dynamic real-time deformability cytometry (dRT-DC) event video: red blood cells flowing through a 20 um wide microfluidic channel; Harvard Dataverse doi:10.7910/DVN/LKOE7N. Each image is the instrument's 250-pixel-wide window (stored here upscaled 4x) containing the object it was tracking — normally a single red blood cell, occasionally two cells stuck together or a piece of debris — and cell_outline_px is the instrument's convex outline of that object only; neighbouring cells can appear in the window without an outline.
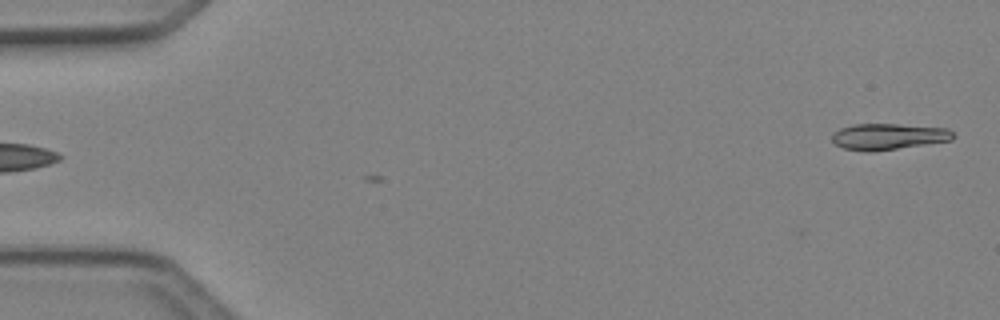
{"species": "Egyptian fruit bat (a non-hibernating species)", "species_latin": "Rousettus aegyptiacus", "temperature_condition": "cold", "stored_images_in_passage": 3, "camera_frame_rate_fps": 3000, "um_per_image_px": 0.085, "animal": {"sex": "female"}, "frame": {"image": 1, "passage_image": 1, "time_ms": 0.0, "image_size_px": [1000, 320], "cell_outline_px": [[956, 136], [952, 140], [872, 152], [868, 152], [844, 148], [836, 144], [832, 140], [832, 132], [840, 128], [852, 124], [900, 124], [948, 128]], "centroid_in_image_um": [75.5, 11.6], "position_along_channel_um": 9.5, "area_um2": 18.55}}